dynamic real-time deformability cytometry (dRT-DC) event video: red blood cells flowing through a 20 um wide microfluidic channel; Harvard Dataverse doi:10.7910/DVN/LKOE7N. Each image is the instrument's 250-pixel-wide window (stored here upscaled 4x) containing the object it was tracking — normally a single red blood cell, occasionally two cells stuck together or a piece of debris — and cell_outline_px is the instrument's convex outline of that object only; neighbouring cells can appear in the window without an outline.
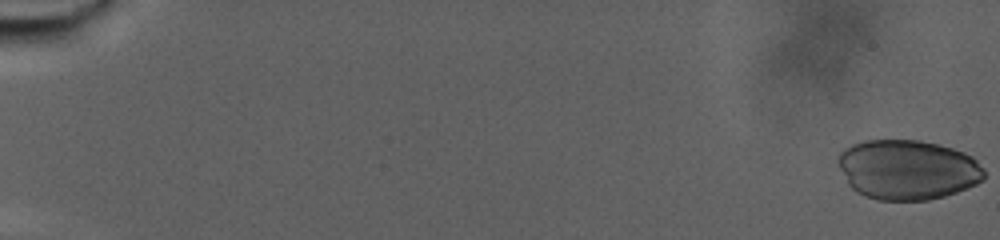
{"species": "human", "species_latin": "Homo sapiens", "temperature_condition": "warm", "stored_images_in_passage": 63, "camera_frame_rate_fps": 3000, "um_per_image_px": 0.085, "donor": {"sex": "male"}, "frame": {"image": 1, "passage_image": 1, "time_ms": 0.0, "image_size_px": [1000, 240], "cell_outline_px": [[984, 180], [968, 188], [944, 196], [928, 200], [880, 200], [864, 196], [856, 192], [848, 184], [836, 160], [840, 152], [844, 148], [852, 144], [864, 140], [920, 140], [952, 148], [964, 152], [972, 156], [984, 168]], "centroid_in_image_um": [77.14, 14.42], "position_along_channel_um": 7.9, "area_um2": 51.21}}
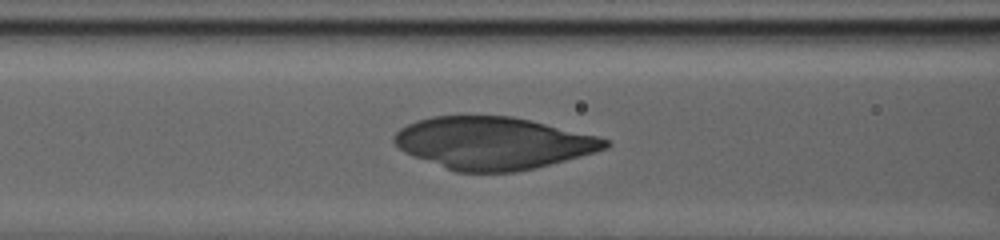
{"frame": {"image": 2, "passage_image": 37, "time_ms": 12.0, "image_size_px": [1000, 240], "cell_outline_px": [[612, 144], [608, 148], [596, 152], [536, 168], [516, 172], [456, 172], [412, 156], [404, 152], [392, 140], [392, 136], [400, 128], [416, 120], [432, 116], [512, 116], [596, 136], [612, 140]], "centroid_in_image_um": [41.91, 12.17], "position_along_channel_um": 124.7, "area_um2": 64.33}}
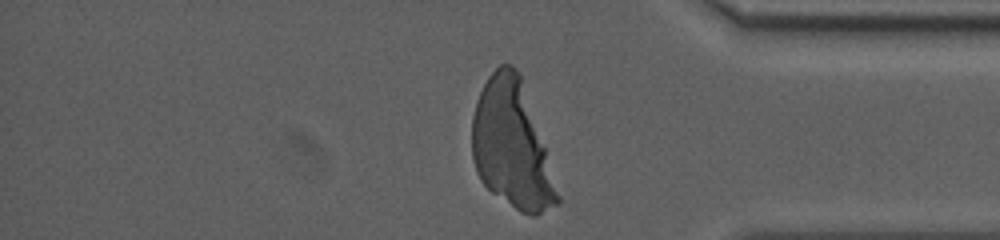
{"frame": {"image": 3, "passage_image": 63, "time_ms": 20.667, "image_size_px": [1000, 240], "cell_outline_px": [[560, 204], [536, 216], [532, 216], [520, 212], [492, 192], [480, 180], [476, 172], [472, 160], [472, 116], [476, 100], [488, 76], [500, 64], [512, 64], [520, 72], [560, 196]], "centroid_in_image_um": [43.48, 12.33], "position_along_channel_um": 391.7, "area_um2": 63.06}}